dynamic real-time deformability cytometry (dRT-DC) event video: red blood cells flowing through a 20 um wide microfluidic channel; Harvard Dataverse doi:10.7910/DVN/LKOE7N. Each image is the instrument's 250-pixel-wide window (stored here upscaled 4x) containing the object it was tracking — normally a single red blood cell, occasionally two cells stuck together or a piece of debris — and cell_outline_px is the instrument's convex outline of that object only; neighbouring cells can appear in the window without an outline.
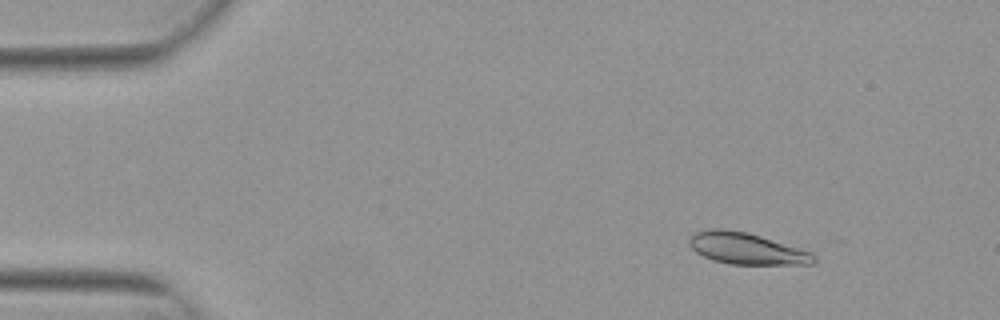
{"species": "Egyptian fruit bat (a non-hibernating species)", "species_latin": "Rousettus aegyptiacus", "temperature_condition": "warm", "stored_images_in_passage": 25, "camera_frame_rate_fps": 3000, "um_per_image_px": 0.085, "animal": {"sex": "female"}, "frame": {"image": 1, "passage_image": 7, "time_ms": 2.0, "image_size_px": [1000, 320], "cell_outline_px": [[816, 260], [812, 264], [728, 264], [712, 260], [696, 252], [688, 244], [688, 236], [692, 232], [712, 228], [724, 228], [748, 232], [812, 252], [816, 256]], "centroid_in_image_um": [63.4, 21.11], "position_along_channel_um": 21.6, "area_um2": 23.12}}